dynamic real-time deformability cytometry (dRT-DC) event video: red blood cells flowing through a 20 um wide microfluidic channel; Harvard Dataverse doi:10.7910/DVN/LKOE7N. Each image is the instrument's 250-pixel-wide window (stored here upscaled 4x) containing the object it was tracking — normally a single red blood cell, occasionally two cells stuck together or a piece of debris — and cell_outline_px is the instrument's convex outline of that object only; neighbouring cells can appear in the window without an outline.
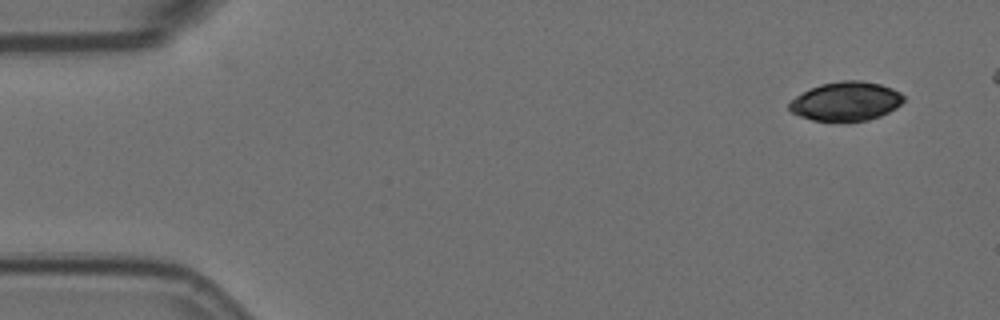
{"species": "Egyptian fruit bat (a non-hibernating species)", "species_latin": "Rousettus aegyptiacus", "temperature_condition": "room temperature", "stored_images_in_passage": 10, "camera_frame_rate_fps": 3000, "um_per_image_px": 0.085, "animal": {"sex": "female"}, "frame": {"image": 1, "passage_image": 1, "time_ms": 0.0, "image_size_px": [1000, 320], "cell_outline_px": [[904, 100], [896, 108], [880, 116], [868, 120], [844, 124], [812, 120], [800, 116], [792, 112], [788, 108], [788, 104], [796, 96], [820, 84], [840, 80], [860, 80], [880, 84], [892, 88], [900, 92], [904, 96]], "centroid_in_image_um": [71.91, 8.64], "position_along_channel_um": 13.1, "area_um2": 26.53}}
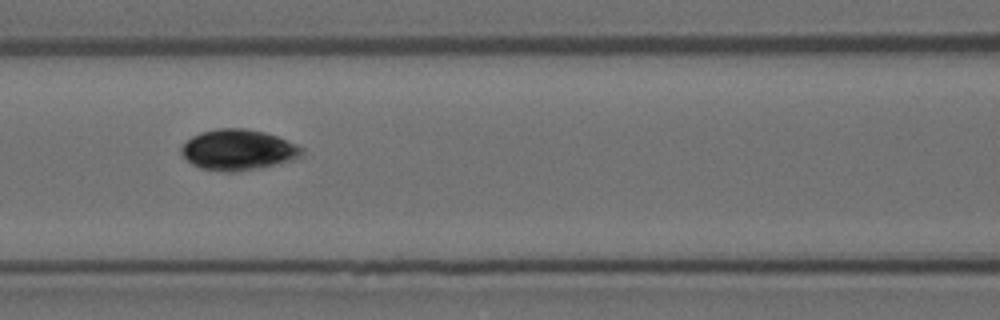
{"frame": {"image": 2, "passage_image": 7, "time_ms": 2.0, "image_size_px": [1000, 320], "cell_outline_px": [[304, 152], [300, 156], [292, 160], [232, 172], [224, 172], [200, 168], [192, 164], [180, 152], [180, 148], [192, 136], [200, 132], [220, 128], [244, 128], [264, 132], [276, 136], [296, 144], [304, 148]], "centroid_in_image_um": [20.21, 12.72], "position_along_channel_um": 146.4, "area_um2": 28.15}}
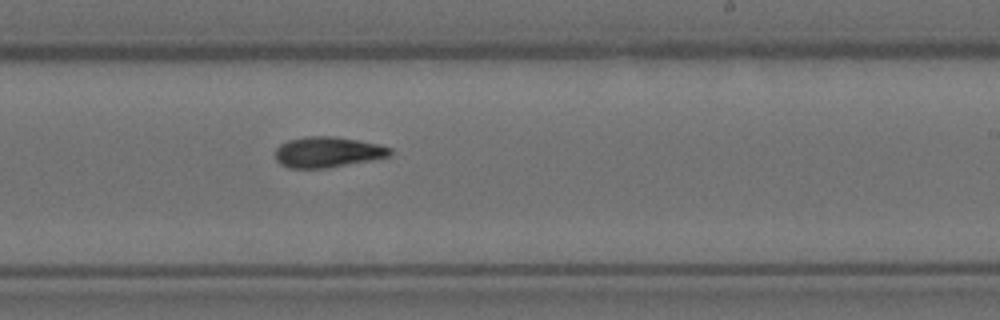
{"frame": {"image": 3, "passage_image": 10, "time_ms": 3.0, "image_size_px": [1000, 320], "cell_outline_px": [[392, 152], [388, 156], [368, 160], [324, 168], [288, 168], [280, 164], [276, 160], [276, 148], [280, 144], [288, 140], [304, 136], [336, 136], [380, 144], [392, 148]], "centroid_in_image_um": [27.81, 12.91], "position_along_channel_um": 261.2, "area_um2": 20.4}}